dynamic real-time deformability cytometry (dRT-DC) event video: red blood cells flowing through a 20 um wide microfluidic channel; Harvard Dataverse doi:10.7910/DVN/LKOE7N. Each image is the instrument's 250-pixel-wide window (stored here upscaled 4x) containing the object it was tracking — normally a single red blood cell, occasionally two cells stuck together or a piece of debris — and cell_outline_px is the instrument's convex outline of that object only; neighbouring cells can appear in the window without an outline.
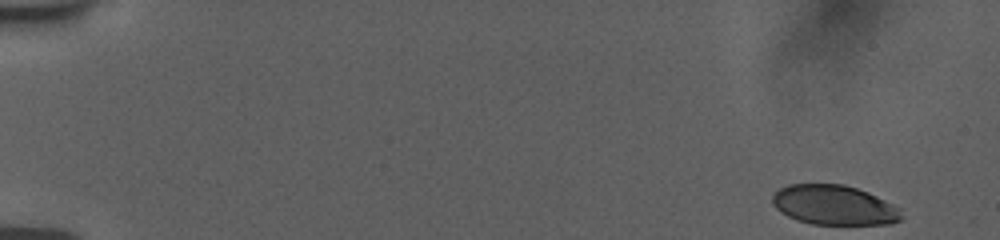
{"species": "human", "species_latin": "Homo sapiens", "temperature_condition": "room temperature", "stored_images_in_passage": 53, "camera_frame_rate_fps": 3000, "um_per_image_px": 0.085, "donor": {"sex": "female"}, "frame": {"image": 1, "passage_image": 1, "time_ms": 0.0, "image_size_px": [1000, 240], "cell_outline_px": [[904, 216], [900, 220], [892, 224], [812, 224], [796, 220], [780, 212], [772, 204], [772, 196], [780, 188], [788, 184], [844, 184], [868, 192], [900, 208]], "centroid_in_image_um": [70.9, 17.43], "position_along_channel_um": 14.1, "area_um2": 30.0}}
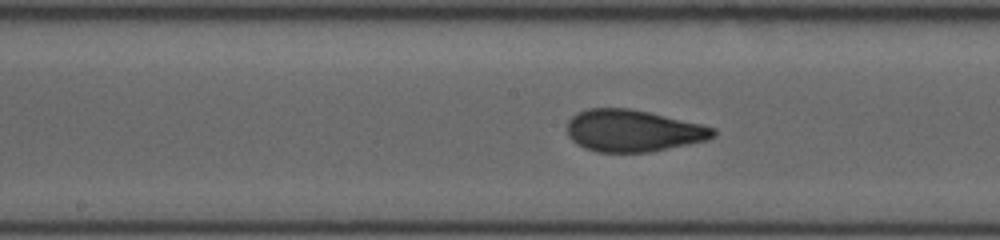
{"frame": {"image": 2, "passage_image": 28, "time_ms": 9.0, "image_size_px": [1000, 240], "cell_outline_px": [[716, 136], [708, 140], [652, 152], [596, 152], [584, 148], [576, 144], [568, 136], [568, 120], [572, 116], [588, 108], [628, 108], [648, 112], [700, 124], [716, 128]], "centroid_in_image_um": [53.81, 11.13], "position_along_channel_um": 194.4, "area_um2": 35.72}}
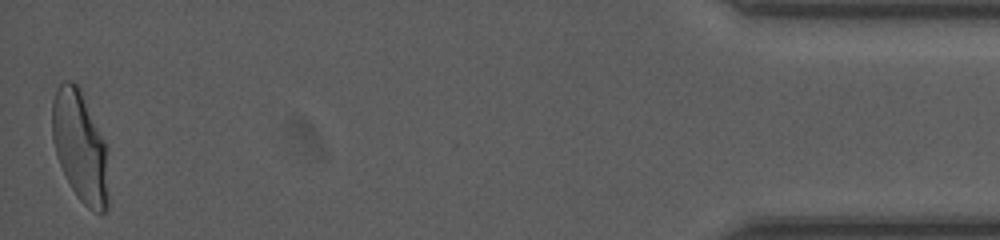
{"frame": {"image": 3, "passage_image": 53, "time_ms": 17.333, "image_size_px": [1000, 240], "cell_outline_px": [[108, 208], [100, 216], [92, 212], [76, 196], [56, 156], [52, 140], [52, 100], [56, 88], [64, 80], [72, 80], [80, 88], [108, 148]], "centroid_in_image_um": [6.83, 12.49], "position_along_channel_um": 428.4, "area_um2": 36.99}, "authors_computed_cell_mechanics": {"area_um2": 34.969, "velocity_mm_per_s": 3.7546, "shape_relaxation_time_tau1_ms": 6.0166, "shape_relaxation_time_tau2_ms": 0.7793, "deformation_change_tau1": 0.1955, "deformation_change_tau2": 0.0712}}